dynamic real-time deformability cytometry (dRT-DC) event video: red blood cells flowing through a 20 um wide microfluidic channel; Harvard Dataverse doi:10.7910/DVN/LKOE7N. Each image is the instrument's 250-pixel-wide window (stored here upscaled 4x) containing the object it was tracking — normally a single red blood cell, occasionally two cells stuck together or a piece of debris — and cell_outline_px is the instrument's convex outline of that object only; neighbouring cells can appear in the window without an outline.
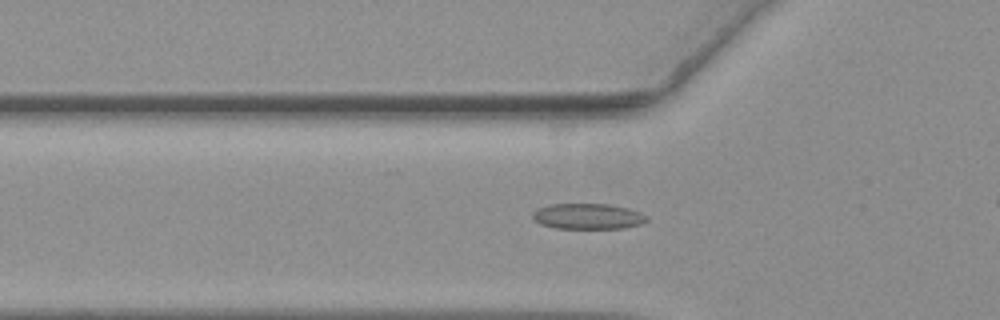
{"species": "common noctule bat (a hibernating species)", "species_latin": "Nyctalus noctula", "temperature_condition": "warm", "stored_images_in_passage": 49, "camera_frame_rate_fps": 3000, "um_per_image_px": 0.085, "animal": {"sex": "female", "body_mass_g": 19.3, "forearm_length_mm": 54.1}, "frame": {"image": 1, "passage_image": 19, "time_ms": 6.0, "image_size_px": [1000, 320], "cell_outline_px": [[648, 220], [640, 224], [624, 228], [556, 228], [540, 224], [532, 216], [532, 212], [548, 204], [608, 204], [628, 208], [640, 212], [648, 216]], "centroid_in_image_um": [49.99, 18.38], "position_along_channel_um": 75.8, "area_um2": 16.99}}
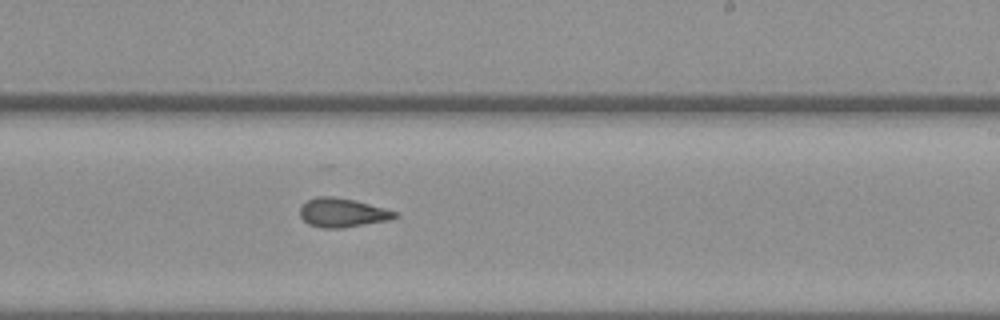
{"frame": {"image": 2, "passage_image": 34, "time_ms": 11.0, "image_size_px": [1000, 320], "cell_outline_px": [[396, 216], [388, 220], [340, 228], [320, 228], [308, 224], [300, 216], [300, 208], [308, 200], [316, 196], [336, 196], [384, 208], [396, 212]], "centroid_in_image_um": [29.04, 18.08], "position_along_channel_um": 260.0, "area_um2": 15.72}}
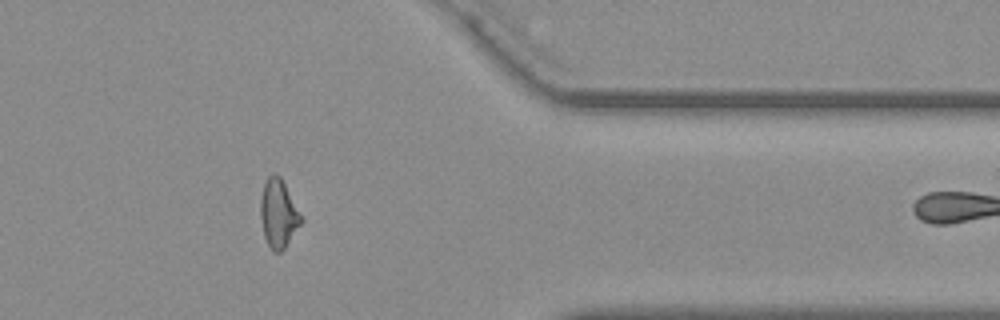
{"frame": {"image": 3, "passage_image": 46, "time_ms": 15.0, "image_size_px": [1000, 320], "cell_outline_px": [[304, 220], [284, 248], [280, 252], [272, 252], [264, 236], [260, 216], [260, 200], [264, 184], [268, 176], [272, 172], [276, 172], [280, 176], [300, 212]], "centroid_in_image_um": [23.66, 18.14], "position_along_channel_um": 387.7, "area_um2": 16.18}, "authors_computed_cell_mechanics": {"area_um2": 16.3574, "velocity_mm_per_s": 3.6621, "shape_relaxation_time_tau1_ms": 6.0307, "shape_relaxation_time_tau2_ms": 2.0382, "deformation_change_tau1": 0.1478, "deformation_change_tau2": 0.0884}}